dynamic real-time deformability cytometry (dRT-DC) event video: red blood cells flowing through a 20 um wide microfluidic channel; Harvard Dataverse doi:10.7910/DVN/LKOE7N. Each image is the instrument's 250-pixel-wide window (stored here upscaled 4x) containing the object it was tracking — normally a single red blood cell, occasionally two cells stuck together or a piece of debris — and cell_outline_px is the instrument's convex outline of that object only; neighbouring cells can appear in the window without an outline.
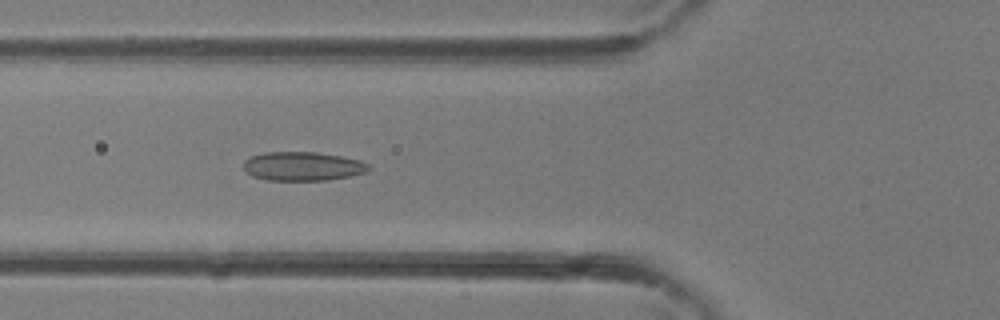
{"species": "common noctule bat (a hibernating species)", "species_latin": "Nyctalus noctula", "temperature_condition": "room temperature", "stored_images_in_passage": 37, "camera_frame_rate_fps": 3000, "um_per_image_px": 0.085, "animal": {"sex": "female"}, "frame": {"image": 1, "passage_image": 14, "time_ms": 4.333, "image_size_px": [1000, 320], "cell_outline_px": [[368, 172], [328, 180], [268, 180], [252, 176], [244, 168], [244, 160], [252, 156], [264, 152], [316, 152], [340, 156], [360, 160], [368, 164]], "centroid_in_image_um": [25.72, 14.13], "position_along_channel_um": 100.1, "area_um2": 20.92}}
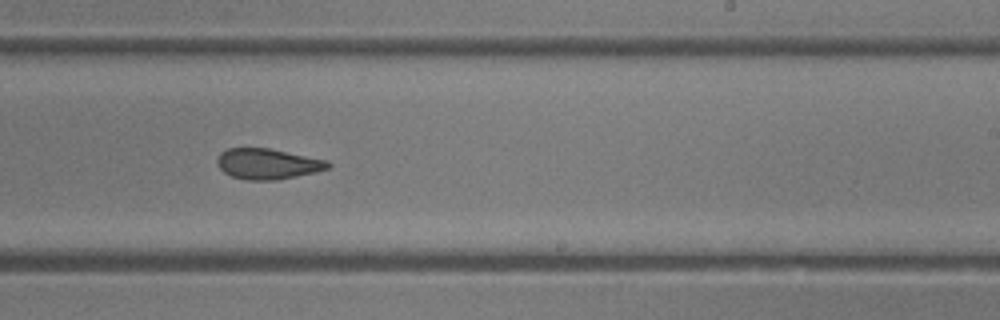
{"frame": {"image": 2, "passage_image": 23, "time_ms": 7.333, "image_size_px": [1000, 320], "cell_outline_px": [[332, 164], [328, 168], [316, 172], [276, 180], [248, 180], [232, 176], [224, 172], [216, 164], [216, 160], [220, 152], [228, 148], [268, 148], [328, 160]], "centroid_in_image_um": [22.74, 13.92], "position_along_channel_um": 266.3, "area_um2": 19.77}}
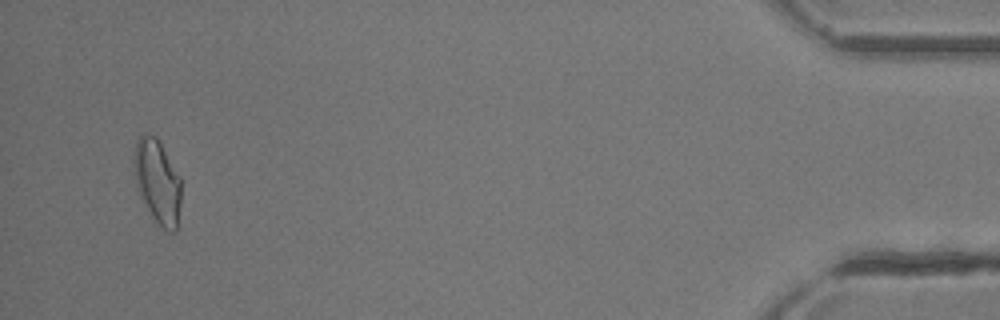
{"frame": {"image": 3, "passage_image": 36, "time_ms": 11.667, "image_size_px": [1000, 320], "cell_outline_px": [[180, 204], [176, 232], [168, 232], [152, 216], [140, 196], [136, 180], [132, 160], [136, 140], [140, 136], [156, 136], [180, 176]], "centroid_in_image_um": [13.38, 15.43], "position_along_channel_um": 421.8, "area_um2": 22.72}}